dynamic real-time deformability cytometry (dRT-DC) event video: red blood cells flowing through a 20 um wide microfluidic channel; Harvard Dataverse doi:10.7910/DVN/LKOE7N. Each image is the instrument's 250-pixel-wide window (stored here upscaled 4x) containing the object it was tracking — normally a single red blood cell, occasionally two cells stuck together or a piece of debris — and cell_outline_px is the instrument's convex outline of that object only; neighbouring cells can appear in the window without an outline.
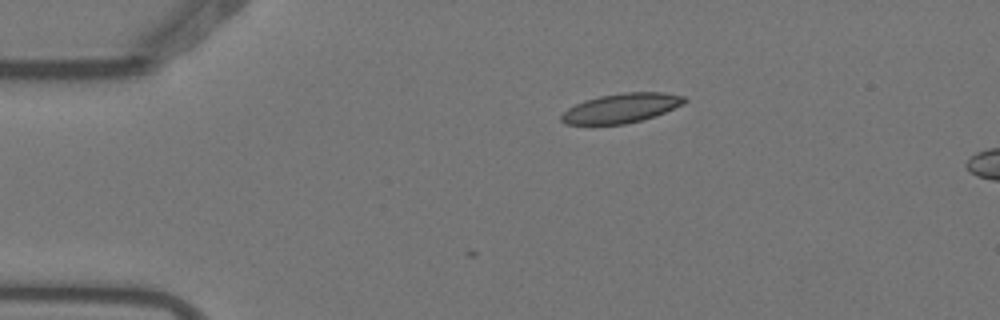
{"species": "Egyptian fruit bat (a non-hibernating species)", "species_latin": "Rousettus aegyptiacus", "temperature_condition": "warm", "stored_images_in_passage": 4, "camera_frame_rate_fps": 3000, "um_per_image_px": 0.085, "animal": {"sex": "female"}, "frame": {"image": 1, "passage_image": 1, "time_ms": 0.0, "image_size_px": [1000, 320], "cell_outline_px": [[688, 100], [684, 104], [656, 116], [624, 124], [564, 124], [560, 120], [560, 116], [568, 108], [584, 100], [600, 96], [624, 92], [664, 92], [684, 96]], "centroid_in_image_um": [52.83, 9.18], "position_along_channel_um": 32.2, "area_um2": 21.1}}
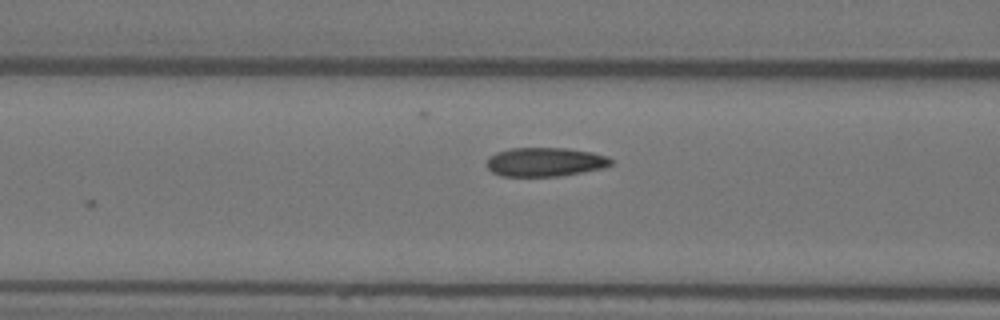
{"frame": {"image": 2, "passage_image": 4, "time_ms": 1.0, "image_size_px": [1000, 320], "cell_outline_px": [[612, 164], [604, 168], [560, 176], [500, 176], [492, 172], [488, 168], [488, 156], [496, 152], [512, 148], [568, 148], [592, 152], [608, 156], [612, 160]], "centroid_in_image_um": [46.35, 13.76], "position_along_channel_um": 120.3, "area_um2": 21.04}}